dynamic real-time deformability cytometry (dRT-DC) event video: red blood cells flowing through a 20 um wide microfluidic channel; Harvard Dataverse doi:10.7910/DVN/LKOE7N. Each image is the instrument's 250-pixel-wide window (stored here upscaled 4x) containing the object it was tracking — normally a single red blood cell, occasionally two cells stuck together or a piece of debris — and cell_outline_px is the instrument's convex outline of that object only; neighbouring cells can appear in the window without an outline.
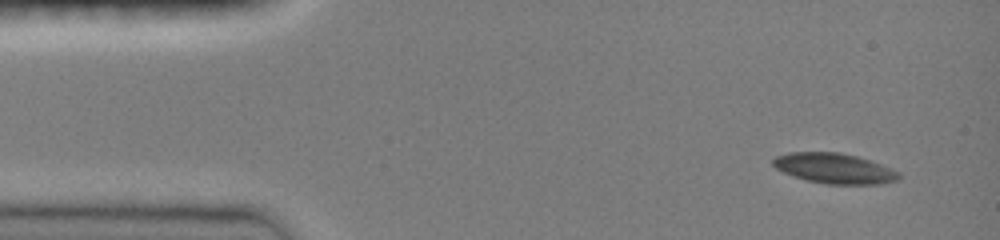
{"species": "common noctule bat (a hibernating species)", "species_latin": "Nyctalus noctula", "temperature_condition": "room temperature", "stored_images_in_passage": 45, "camera_frame_rate_fps": 3000, "um_per_image_px": 0.085, "animal": {"sex": "female", "body_mass_g": 19.0, "forearm_length_mm": 51.5}, "frame": {"image": 1, "passage_image": 1, "time_ms": 0.0, "image_size_px": [1000, 240], "cell_outline_px": [[900, 176], [896, 180], [880, 184], [828, 184], [808, 180], [792, 176], [776, 168], [772, 164], [772, 160], [776, 156], [788, 152], [840, 152], [856, 156], [880, 164], [900, 172]], "centroid_in_image_um": [70.89, 14.3], "position_along_channel_um": 14.1, "area_um2": 22.02}}
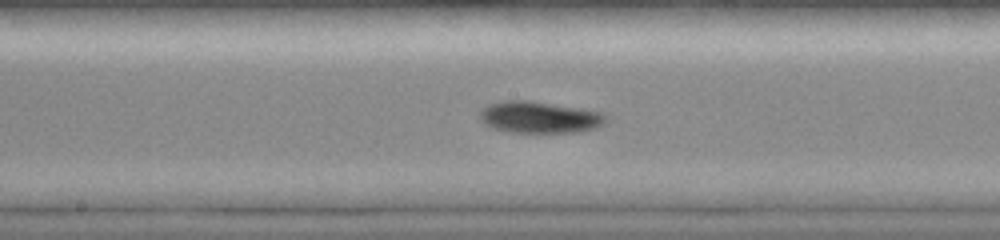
{"frame": {"image": 2, "passage_image": 22, "time_ms": 7.0, "image_size_px": [1000, 240], "cell_outline_px": [[608, 116], [604, 124], [596, 128], [576, 132], [512, 132], [492, 128], [484, 124], [480, 120], [480, 112], [488, 104], [500, 100], [528, 100], [580, 108], [604, 112]], "centroid_in_image_um": [45.86, 9.96], "position_along_channel_um": 202.3, "area_um2": 23.41}}
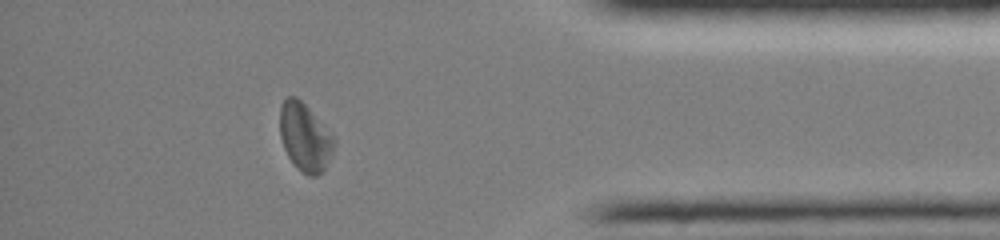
{"frame": {"image": 3, "passage_image": 39, "time_ms": 12.667, "image_size_px": [1000, 240], "cell_outline_px": [[336, 144], [324, 168], [316, 176], [308, 176], [300, 172], [296, 168], [288, 156], [284, 148], [280, 136], [280, 104], [288, 96], [296, 96], [308, 108], [336, 140]], "centroid_in_image_um": [25.89, 11.67], "position_along_channel_um": 409.3, "area_um2": 21.21}, "authors_computed_cell_mechanics": {"area_um2": 22.0218, "velocity_mm_per_s": 3.9908, "shape_relaxation_time_tau1_ms": 6.3796, "shape_relaxation_time_tau2_ms": 8.3893, "deformation_change_tau1": 0.1252, "deformation_change_tau2": 0.1542}}